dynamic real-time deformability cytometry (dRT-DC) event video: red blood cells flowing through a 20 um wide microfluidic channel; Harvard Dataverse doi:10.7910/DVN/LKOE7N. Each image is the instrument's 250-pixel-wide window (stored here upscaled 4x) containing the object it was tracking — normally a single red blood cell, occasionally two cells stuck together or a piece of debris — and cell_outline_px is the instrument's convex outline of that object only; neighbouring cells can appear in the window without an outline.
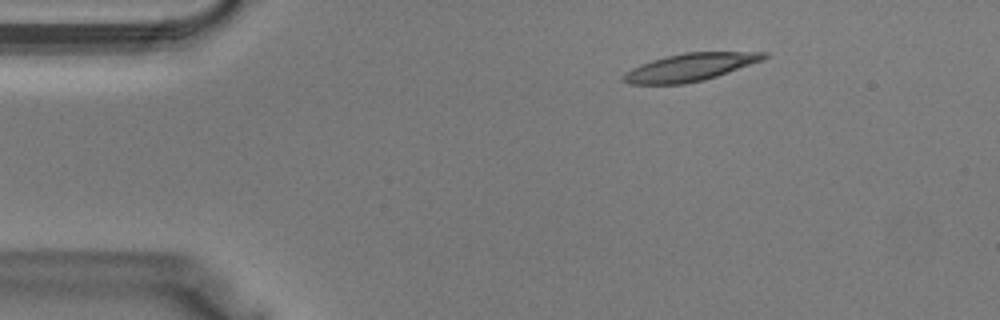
{"species": "Egyptian fruit bat (a non-hibernating species)", "species_latin": "Rousettus aegyptiacus", "temperature_condition": "warm", "stored_images_in_passage": 38, "camera_frame_rate_fps": 3000, "um_per_image_px": 0.085, "animal": {"sex": "male"}, "frame": {"image": 1, "passage_image": 6, "time_ms": 1.667, "image_size_px": [1000, 320], "cell_outline_px": [[768, 56], [764, 60], [704, 80], [684, 84], [628, 84], [620, 80], [624, 72], [640, 64], [664, 56], [684, 52], [768, 52]], "centroid_in_image_um": [58.62, 5.71], "position_along_channel_um": 26.4, "area_um2": 22.77}}
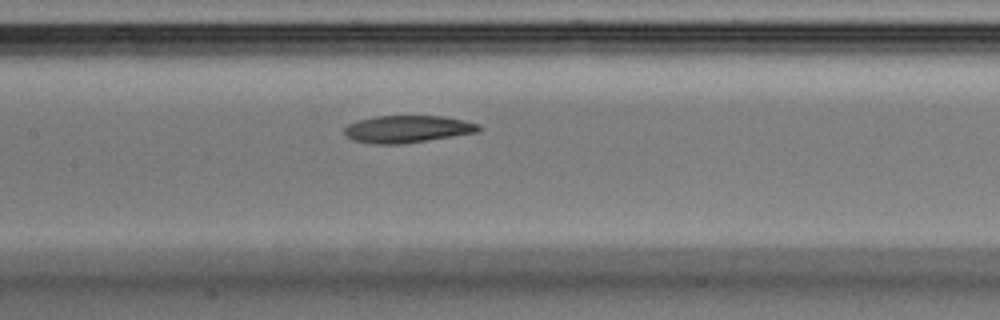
{"frame": {"image": 2, "passage_image": 18, "time_ms": 5.667, "image_size_px": [1000, 320], "cell_outline_px": [[484, 128], [480, 132], [404, 144], [372, 144], [352, 140], [344, 136], [344, 128], [348, 124], [360, 120], [376, 116], [444, 116], [464, 120], [480, 124]], "centroid_in_image_um": [34.67, 10.98], "position_along_channel_um": 172.7, "area_um2": 21.68}}
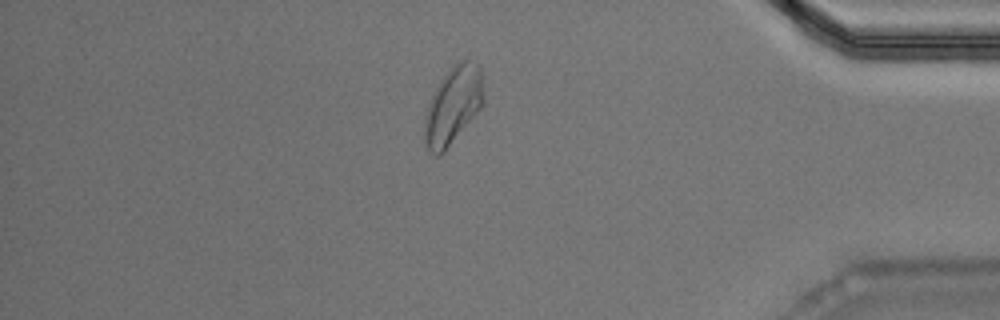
{"frame": {"image": 3, "passage_image": 33, "time_ms": 10.667, "image_size_px": [1000, 320], "cell_outline_px": [[484, 100], [480, 108], [444, 152], [440, 156], [436, 156], [428, 152], [424, 140], [424, 120], [432, 96], [436, 88], [452, 64], [460, 60], [468, 60], [476, 64], [480, 68], [484, 96]], "centroid_in_image_um": [38.49, 8.98], "position_along_channel_um": 396.7, "area_um2": 26.3}}